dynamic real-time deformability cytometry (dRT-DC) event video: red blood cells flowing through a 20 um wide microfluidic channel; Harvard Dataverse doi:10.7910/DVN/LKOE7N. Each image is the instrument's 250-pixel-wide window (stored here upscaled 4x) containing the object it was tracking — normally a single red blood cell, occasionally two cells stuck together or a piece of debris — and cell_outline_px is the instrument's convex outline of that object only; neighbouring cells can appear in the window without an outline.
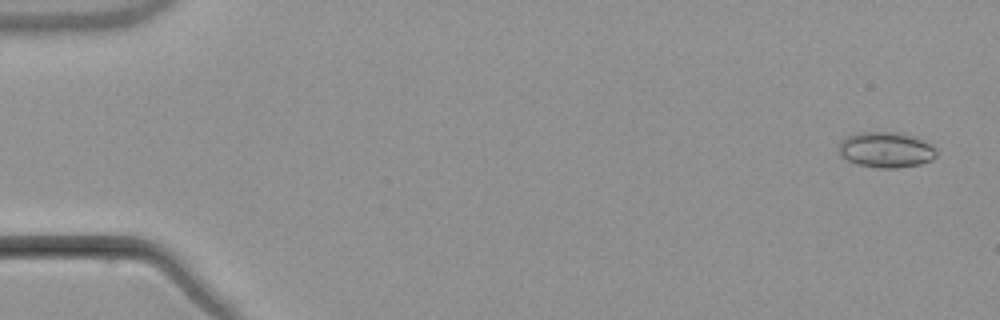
{"species": "common noctule bat (a hibernating species)", "species_latin": "Nyctalus noctula", "temperature_condition": "warm", "stored_images_in_passage": 6, "camera_frame_rate_fps": 3000, "um_per_image_px": 0.085, "animal": {"sex": "male", "body_mass_g": 21.5, "forearm_length_mm": 52.0}, "frame": {"image": 1, "passage_image": 1, "time_ms": 0.0, "image_size_px": [1000, 320], "cell_outline_px": [[936, 156], [932, 160], [920, 164], [900, 168], [876, 168], [856, 164], [848, 160], [840, 152], [840, 144], [848, 136], [856, 132], [900, 132], [916, 136], [932, 144], [936, 148]], "centroid_in_image_um": [75.38, 12.73], "position_along_channel_um": 9.6, "area_um2": 20.4}}